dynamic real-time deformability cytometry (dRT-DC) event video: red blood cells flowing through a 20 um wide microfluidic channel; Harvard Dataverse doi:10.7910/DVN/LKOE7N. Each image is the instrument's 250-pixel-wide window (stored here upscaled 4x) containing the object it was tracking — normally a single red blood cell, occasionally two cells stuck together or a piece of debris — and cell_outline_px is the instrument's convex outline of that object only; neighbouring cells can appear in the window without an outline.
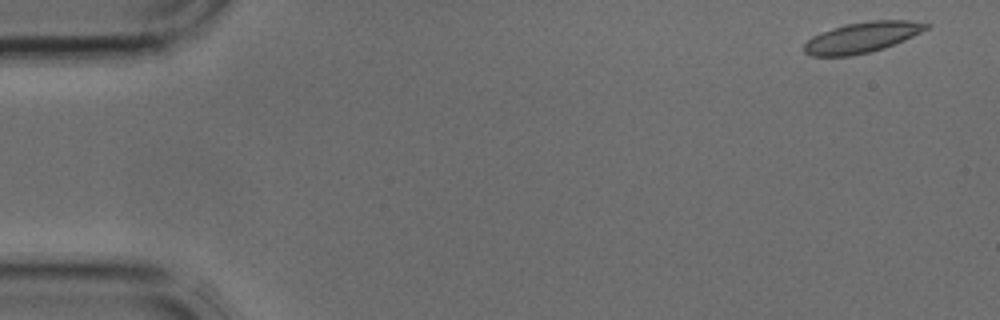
{"species": "common noctule bat (a hibernating species)", "species_latin": "Nyctalus noctula", "temperature_condition": "cold", "stored_images_in_passage": 4, "camera_frame_rate_fps": 3000, "um_per_image_px": 0.085, "animal": {"sex": "male", "body_mass_g": 17.9, "forearm_length_mm": 54.2}, "frame": {"image": 1, "passage_image": 1, "time_ms": 0.0, "image_size_px": [1000, 320], "cell_outline_px": [[932, 24], [928, 28], [904, 40], [884, 48], [852, 56], [812, 56], [804, 52], [804, 44], [812, 36], [832, 28], [844, 24], [868, 20], [908, 20]], "centroid_in_image_um": [73.26, 3.17], "position_along_channel_um": 11.7, "area_um2": 21.73}}